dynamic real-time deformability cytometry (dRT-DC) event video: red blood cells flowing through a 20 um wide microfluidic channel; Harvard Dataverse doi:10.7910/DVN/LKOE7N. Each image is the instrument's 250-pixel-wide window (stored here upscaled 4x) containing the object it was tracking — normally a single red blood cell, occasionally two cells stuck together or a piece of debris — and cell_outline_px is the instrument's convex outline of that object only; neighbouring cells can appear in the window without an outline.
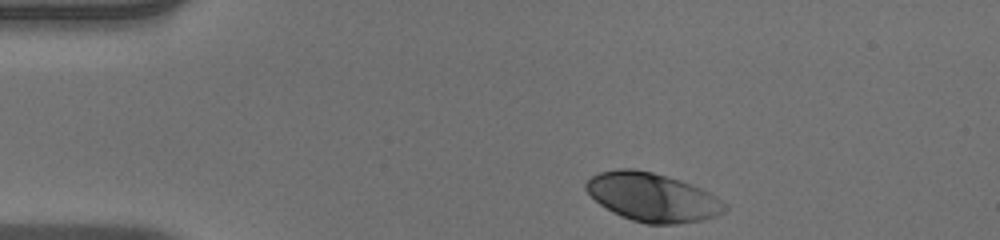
{"species": "human", "species_latin": "Homo sapiens", "temperature_condition": "warm", "stored_images_in_passage": 36, "camera_frame_rate_fps": 3000, "um_per_image_px": 0.085, "donor": {"sex": "male"}, "frame": {"image": 1, "passage_image": 1, "time_ms": 0.0, "image_size_px": [1000, 240], "cell_outline_px": [[728, 208], [724, 212], [716, 216], [700, 220], [676, 224], [648, 224], [632, 220], [612, 212], [600, 204], [584, 188], [584, 184], [592, 176], [600, 172], [620, 168], [632, 168], [652, 172], [680, 180], [692, 184], [708, 192], [728, 204]], "centroid_in_image_um": [55.47, 16.76], "position_along_channel_um": 29.5, "area_um2": 39.13}}
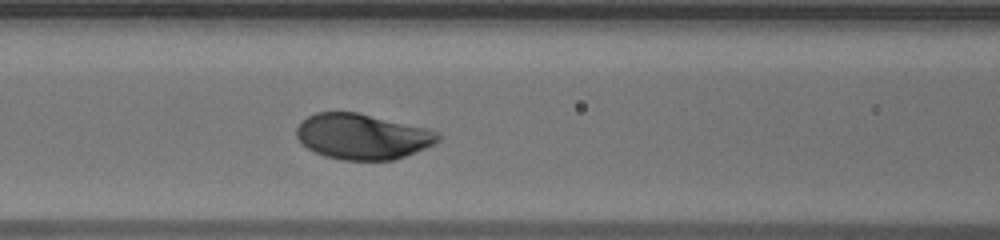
{"frame": {"image": 2, "passage_image": 14, "time_ms": 4.333, "image_size_px": [1000, 240], "cell_outline_px": [[440, 140], [436, 144], [396, 160], [344, 160], [324, 156], [308, 148], [296, 136], [296, 128], [300, 120], [316, 112], [356, 112], [428, 128], [440, 132]], "centroid_in_image_um": [30.83, 11.6], "position_along_channel_um": 135.8, "area_um2": 37.8}}
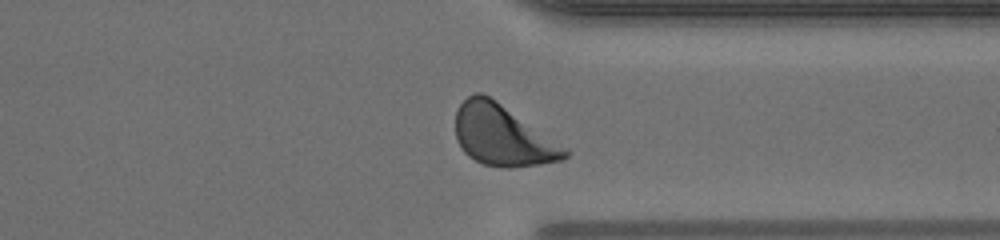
{"frame": {"image": 3, "passage_image": 32, "time_ms": 10.333, "image_size_px": [1000, 240], "cell_outline_px": [[572, 152], [564, 160], [540, 164], [512, 168], [504, 168], [484, 164], [468, 156], [464, 152], [456, 140], [456, 108], [468, 96], [476, 92], [480, 92], [496, 100], [568, 148]], "centroid_in_image_um": [42.74, 11.53], "position_along_channel_um": 368.7, "area_um2": 38.9}, "authors_computed_cell_mechanics": {"area_um2": 37.5989, "velocity_mm_per_s": 3.8977, "shape_relaxation_time_tau1_ms": 1.6384, "shape_relaxation_time_tau2_ms": null, "deformation_change_tau1": 0.1287, "deformation_change_tau2": null}}